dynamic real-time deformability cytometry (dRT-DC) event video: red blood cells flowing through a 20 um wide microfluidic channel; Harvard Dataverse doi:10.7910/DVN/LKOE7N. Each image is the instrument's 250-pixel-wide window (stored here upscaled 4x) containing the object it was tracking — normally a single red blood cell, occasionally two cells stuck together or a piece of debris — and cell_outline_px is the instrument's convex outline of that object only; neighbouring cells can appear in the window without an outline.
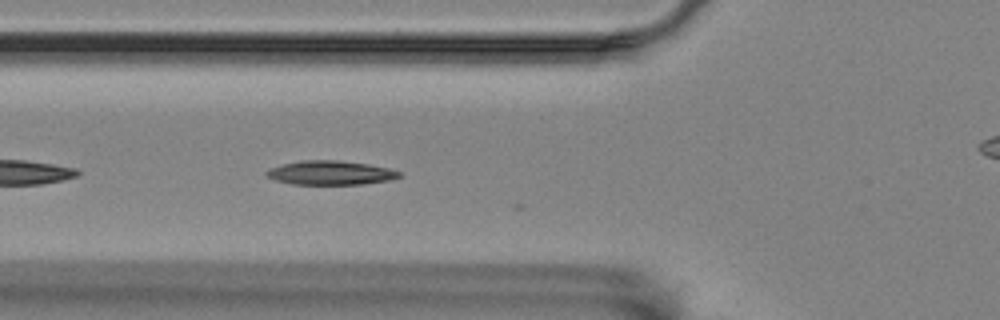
{"species": "Egyptian fruit bat (a non-hibernating species)", "species_latin": "Rousettus aegyptiacus", "temperature_condition": "room temperature", "stored_images_in_passage": 6, "camera_frame_rate_fps": 3000, "um_per_image_px": 0.085, "animal": {"sex": "female"}, "frame": {"image": 1, "passage_image": 5, "time_ms": 1.333, "image_size_px": [1000, 320], "cell_outline_px": [[400, 176], [392, 180], [364, 184], [292, 184], [276, 180], [264, 176], [264, 172], [272, 168], [284, 164], [304, 160], [336, 160], [368, 164], [388, 168], [400, 172]], "centroid_in_image_um": [28.09, 14.69], "position_along_channel_um": 97.7, "area_um2": 18.5}}